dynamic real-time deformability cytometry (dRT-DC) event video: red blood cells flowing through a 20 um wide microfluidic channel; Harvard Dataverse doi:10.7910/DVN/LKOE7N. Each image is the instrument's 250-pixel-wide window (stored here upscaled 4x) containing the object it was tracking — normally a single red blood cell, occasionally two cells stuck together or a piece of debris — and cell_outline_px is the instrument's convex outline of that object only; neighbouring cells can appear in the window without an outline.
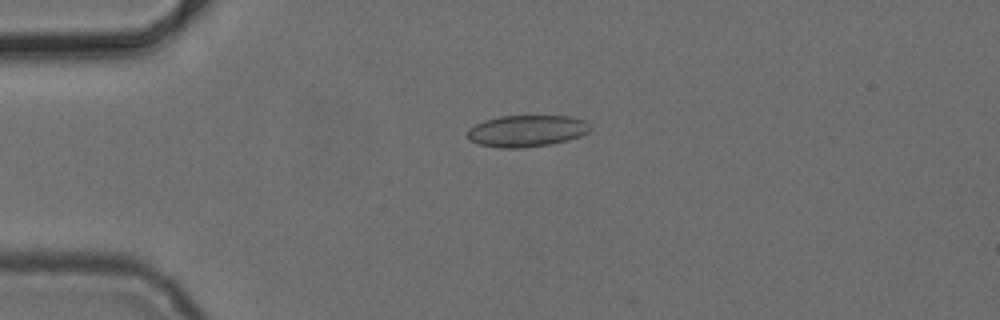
{"species": "common noctule bat (a hibernating species)", "species_latin": "Nyctalus noctula", "temperature_condition": "cold", "stored_images_in_passage": 4, "camera_frame_rate_fps": 3000, "um_per_image_px": 0.085, "animal": {"sex": "female", "body_mass_g": 24.6, "forearm_length_mm": 56.2}, "frame": {"image": 1, "passage_image": 4, "time_ms": 3.333, "image_size_px": [1000, 320], "cell_outline_px": [[592, 128], [588, 132], [580, 136], [568, 140], [548, 144], [520, 148], [500, 148], [476, 144], [468, 140], [464, 136], [468, 128], [484, 120], [500, 116], [572, 116], [588, 120]], "centroid_in_image_um": [44.75, 11.12], "position_along_channel_um": 40.3, "area_um2": 23.06}}